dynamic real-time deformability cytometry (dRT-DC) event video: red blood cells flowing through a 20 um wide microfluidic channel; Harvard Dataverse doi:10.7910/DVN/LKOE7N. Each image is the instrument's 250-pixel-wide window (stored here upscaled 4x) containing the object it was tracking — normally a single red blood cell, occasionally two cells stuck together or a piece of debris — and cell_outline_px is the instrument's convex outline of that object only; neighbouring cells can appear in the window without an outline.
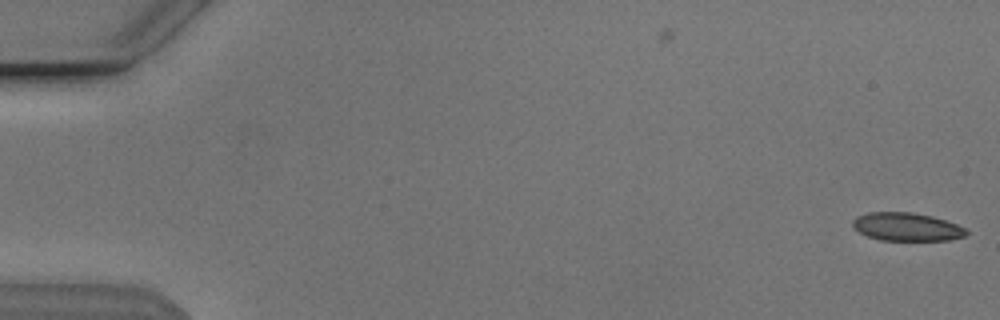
{"species": "Egyptian fruit bat (a non-hibernating species)", "species_latin": "Rousettus aegyptiacus", "temperature_condition": "cold", "stored_images_in_passage": 3, "camera_frame_rate_fps": 3000, "um_per_image_px": 0.085, "animal": {"sex": "male"}, "frame": {"image": 1, "passage_image": 3, "time_ms": 0.667, "image_size_px": [1000, 320], "cell_outline_px": [[968, 232], [964, 236], [948, 240], [880, 240], [868, 236], [860, 232], [852, 224], [852, 220], [856, 216], [868, 212], [912, 212], [932, 216], [956, 224], [964, 228]], "centroid_in_image_um": [77.05, 19.27], "position_along_channel_um": 8.0, "area_um2": 18.5}}